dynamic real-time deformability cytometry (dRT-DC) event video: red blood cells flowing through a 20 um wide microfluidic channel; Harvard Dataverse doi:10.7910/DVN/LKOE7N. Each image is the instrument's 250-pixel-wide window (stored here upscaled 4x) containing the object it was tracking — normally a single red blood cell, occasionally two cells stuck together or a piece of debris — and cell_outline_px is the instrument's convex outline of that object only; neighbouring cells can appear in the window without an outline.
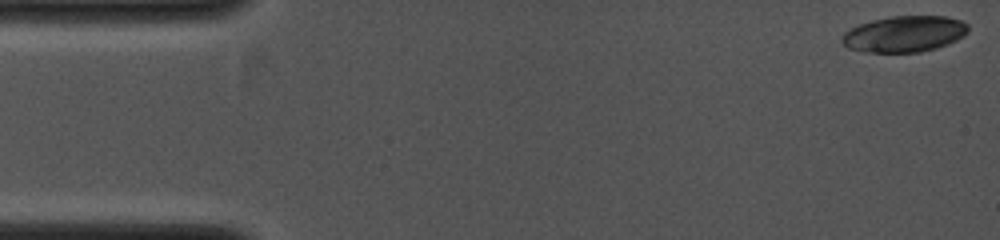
{"species": "common noctule bat (a hibernating species)", "species_latin": "Nyctalus noctula", "temperature_condition": "cold", "stored_images_in_passage": 15, "camera_frame_rate_fps": 4000, "um_per_image_px": 0.085, "animal": {"sex": "female", "body_mass_g": 19.0, "forearm_length_mm": 53.3}, "frame": {"image": 1, "passage_image": 1, "time_ms": 0.0, "image_size_px": [1000, 240], "cell_outline_px": [[968, 32], [964, 36], [948, 44], [936, 48], [920, 52], [864, 52], [848, 48], [840, 40], [840, 36], [844, 32], [860, 24], [872, 20], [892, 16], [944, 16], [960, 20], [968, 24]], "centroid_in_image_um": [76.87, 2.89], "position_along_channel_um": 8.1, "area_um2": 26.65}}